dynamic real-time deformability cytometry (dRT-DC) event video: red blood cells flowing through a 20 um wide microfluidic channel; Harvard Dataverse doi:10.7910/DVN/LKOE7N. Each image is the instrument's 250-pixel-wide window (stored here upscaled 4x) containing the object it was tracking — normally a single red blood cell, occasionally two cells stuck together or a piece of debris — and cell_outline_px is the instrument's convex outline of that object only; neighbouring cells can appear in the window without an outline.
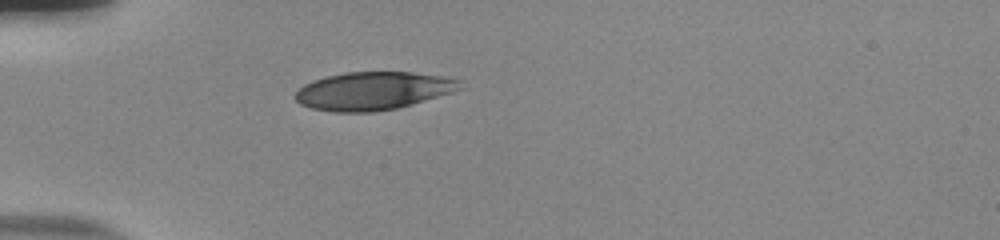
{"species": "human", "species_latin": "Homo sapiens", "temperature_condition": "room temperature", "stored_images_in_passage": 38, "camera_frame_rate_fps": 3000, "um_per_image_px": 0.085, "donor": {"sex": "male"}, "frame": {"image": 1, "passage_image": 1, "time_ms": 0.0, "image_size_px": [1000, 240], "cell_outline_px": [[464, 88], [452, 92], [412, 104], [396, 108], [372, 112], [332, 112], [312, 108], [300, 104], [296, 100], [296, 92], [304, 84], [312, 80], [324, 76], [344, 72], [412, 72], [448, 76], [460, 80]], "centroid_in_image_um": [31.73, 7.71], "position_along_channel_um": 53.3, "area_um2": 36.76}}
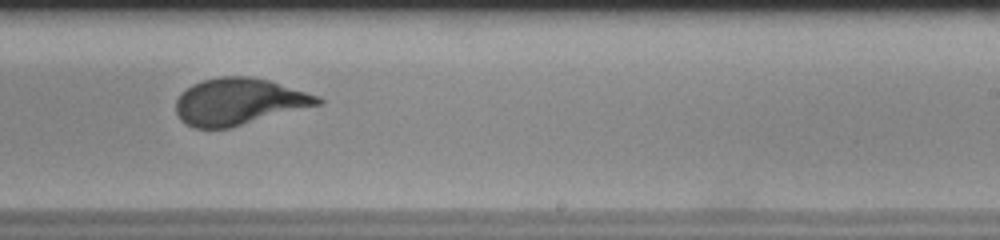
{"frame": {"image": 2, "passage_image": 19, "time_ms": 6.0, "image_size_px": [1000, 240], "cell_outline_px": [[324, 104], [228, 128], [196, 128], [184, 124], [180, 120], [176, 112], [176, 100], [180, 92], [192, 84], [204, 80], [220, 76], [248, 76], [268, 80], [320, 96], [324, 100]], "centroid_in_image_um": [20.31, 8.64], "position_along_channel_um": 268.7, "area_um2": 38.78}}
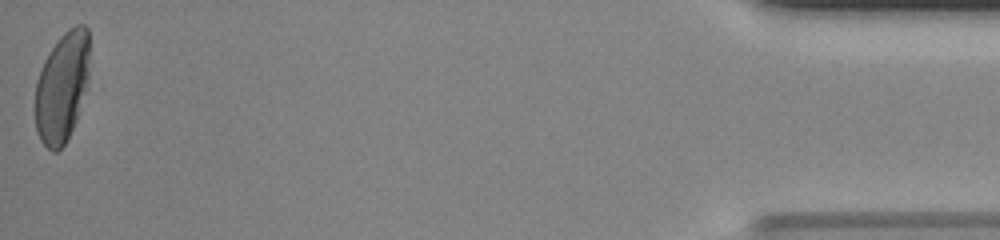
{"frame": {"image": 3, "passage_image": 38, "time_ms": 12.333, "image_size_px": [1000, 240], "cell_outline_px": [[88, 80], [76, 120], [64, 144], [56, 152], [52, 152], [40, 140], [36, 132], [36, 80], [44, 60], [48, 52], [60, 36], [64, 32], [76, 24], [84, 24], [88, 28]], "centroid_in_image_um": [5.26, 7.38], "position_along_channel_um": 429.9, "area_um2": 34.62}, "authors_computed_cell_mechanics": {"area_um2": 38.7549, "velocity_mm_per_s": 3.8561, "shape_relaxation_time_tau1_ms": 5.0694, "shape_relaxation_time_tau2_ms": null, "deformation_change_tau1": 0.1906, "deformation_change_tau2": null}}